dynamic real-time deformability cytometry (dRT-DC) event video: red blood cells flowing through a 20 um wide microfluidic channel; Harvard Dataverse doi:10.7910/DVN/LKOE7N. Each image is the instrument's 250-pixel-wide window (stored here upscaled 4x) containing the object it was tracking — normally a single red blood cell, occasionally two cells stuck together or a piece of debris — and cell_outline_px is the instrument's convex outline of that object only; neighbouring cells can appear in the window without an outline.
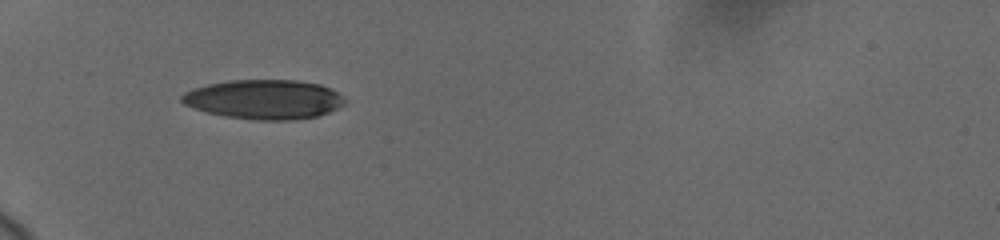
{"species": "human", "species_latin": "Homo sapiens", "temperature_condition": "cold", "stored_images_in_passage": 28, "camera_frame_rate_fps": 3000, "um_per_image_px": 0.085, "donor": {"sex": "female"}, "frame": {"image": 1, "passage_image": 1, "time_ms": 0.0, "image_size_px": [1000, 240], "cell_outline_px": [[344, 104], [328, 112], [316, 116], [296, 120], [256, 120], [228, 116], [208, 112], [184, 104], [180, 100], [180, 96], [184, 92], [192, 88], [208, 84], [232, 80], [296, 80], [320, 84], [332, 88], [344, 96]], "centroid_in_image_um": [22.47, 8.44], "position_along_channel_um": 62.5, "area_um2": 37.4}}
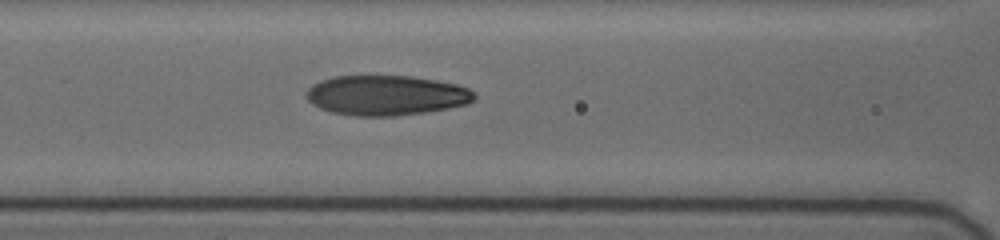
{"frame": {"image": 2, "passage_image": 15, "time_ms": 2.333, "image_size_px": [1000, 240], "cell_outline_px": [[476, 100], [468, 104], [448, 108], [424, 112], [396, 116], [356, 116], [332, 112], [320, 108], [312, 104], [308, 100], [308, 88], [312, 84], [320, 80], [332, 76], [412, 76], [436, 80], [456, 84], [468, 88], [476, 96]], "centroid_in_image_um": [32.84, 8.1], "position_along_channel_um": 133.8, "area_um2": 39.19}}
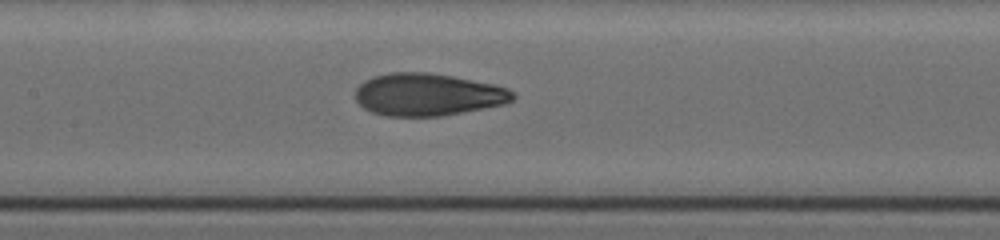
{"frame": {"image": 3, "passage_image": 24, "time_ms": 3.333, "image_size_px": [1000, 240], "cell_outline_px": [[516, 96], [512, 100], [504, 104], [444, 116], [384, 116], [372, 112], [364, 108], [356, 100], [356, 88], [364, 80], [372, 76], [388, 72], [428, 72], [452, 76], [492, 84], [508, 88]], "centroid_in_image_um": [36.34, 8.04], "position_along_channel_um": 171.1, "area_um2": 39.02}}